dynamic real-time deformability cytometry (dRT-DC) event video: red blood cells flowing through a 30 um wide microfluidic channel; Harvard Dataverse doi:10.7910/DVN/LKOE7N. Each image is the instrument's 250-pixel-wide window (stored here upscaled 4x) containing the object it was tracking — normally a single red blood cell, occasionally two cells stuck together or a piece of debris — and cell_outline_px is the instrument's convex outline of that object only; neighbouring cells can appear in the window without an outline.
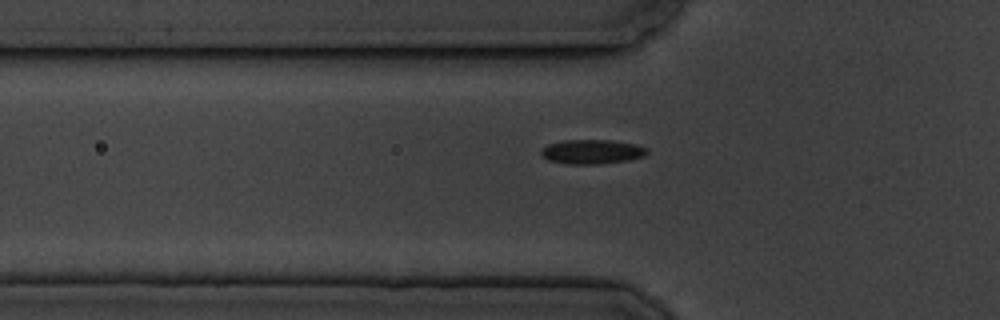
{"species": "common noctule bat (a hibernating species)", "species_latin": "Nyctalus noctula", "temperature_condition": "cold", "stored_images_in_passage": 5, "camera_frame_rate_fps": 3000, "um_per_image_px": 0.085, "animal": {"sex": "male", "body_mass_g": 19.5, "forearm_length_mm": 54.6}, "frame": {"image": 1, "passage_image": 5, "time_ms": 4.667, "image_size_px": [1000, 320], "cell_outline_px": [[648, 152], [644, 156], [628, 160], [600, 164], [568, 164], [548, 160], [540, 152], [548, 144], [564, 140], [612, 140], [636, 144], [648, 148]], "centroid_in_image_um": [50.35, 12.89], "position_along_channel_um": 75.4, "area_um2": 15.03}}